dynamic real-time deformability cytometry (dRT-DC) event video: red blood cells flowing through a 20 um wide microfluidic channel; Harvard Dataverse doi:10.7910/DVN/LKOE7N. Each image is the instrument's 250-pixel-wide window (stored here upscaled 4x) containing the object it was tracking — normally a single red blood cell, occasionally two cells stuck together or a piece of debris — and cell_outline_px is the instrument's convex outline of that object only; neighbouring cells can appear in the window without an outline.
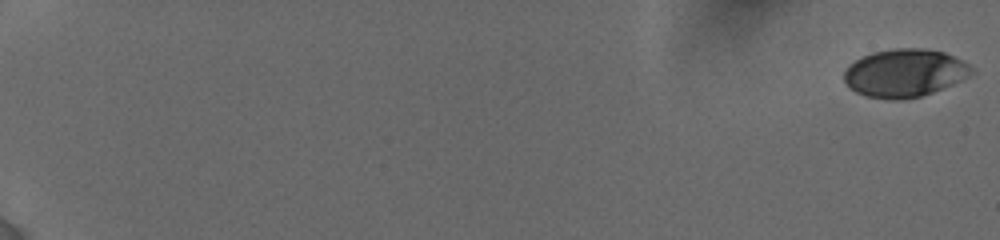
{"species": "human", "species_latin": "Homo sapiens", "temperature_condition": "cold", "stored_images_in_passage": 15, "camera_frame_rate_fps": 3000, "um_per_image_px": 0.085, "donor": {"sex": "female"}, "frame": {"image": 1, "passage_image": 1, "time_ms": 0.0, "image_size_px": [1000, 240], "cell_outline_px": [[976, 72], [952, 84], [932, 92], [920, 96], [900, 100], [892, 100], [864, 96], [848, 88], [844, 80], [844, 72], [848, 64], [872, 52], [896, 48], [920, 48], [944, 52], [968, 64]], "centroid_in_image_um": [76.85, 6.21], "position_along_channel_um": 8.1, "area_um2": 35.55}}
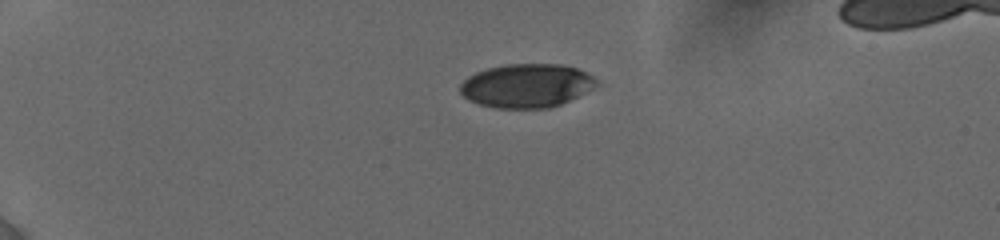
{"frame": {"image": 2, "passage_image": 11, "time_ms": 5.0, "image_size_px": [1000, 240], "cell_outline_px": [[596, 84], [592, 88], [560, 104], [548, 108], [496, 108], [480, 104], [468, 100], [460, 92], [460, 84], [468, 76], [476, 72], [488, 68], [508, 64], [560, 64], [576, 68], [592, 76], [596, 80]], "centroid_in_image_um": [44.71, 7.28], "position_along_channel_um": 40.3, "area_um2": 34.33}}